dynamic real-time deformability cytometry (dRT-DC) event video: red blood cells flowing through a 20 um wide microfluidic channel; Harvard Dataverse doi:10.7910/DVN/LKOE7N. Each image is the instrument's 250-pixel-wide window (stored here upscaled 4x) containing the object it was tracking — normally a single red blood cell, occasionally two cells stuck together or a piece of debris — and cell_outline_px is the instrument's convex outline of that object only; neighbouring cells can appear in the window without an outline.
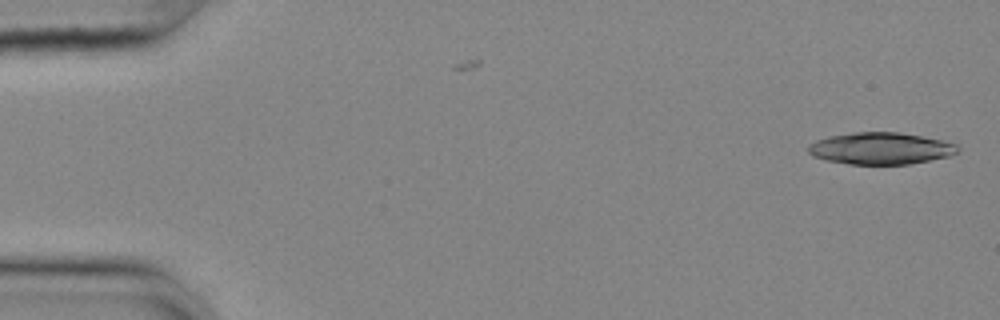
{"species": "common noctule bat (a hibernating species)", "species_latin": "Nyctalus noctula", "temperature_condition": "cold", "stored_images_in_passage": 20, "camera_frame_rate_fps": 3000, "um_per_image_px": 0.085, "animal": {"sex": "female", "body_mass_g": 25.1}, "frame": {"image": 1, "passage_image": 1, "time_ms": 0.0, "image_size_px": [1000, 320], "cell_outline_px": [[960, 148], [956, 152], [948, 156], [908, 164], [848, 164], [828, 160], [812, 156], [808, 152], [808, 144], [816, 140], [832, 136], [852, 132], [900, 132], [940, 140], [956, 144]], "centroid_in_image_um": [74.82, 12.61], "position_along_channel_um": 10.2, "area_um2": 27.46}}
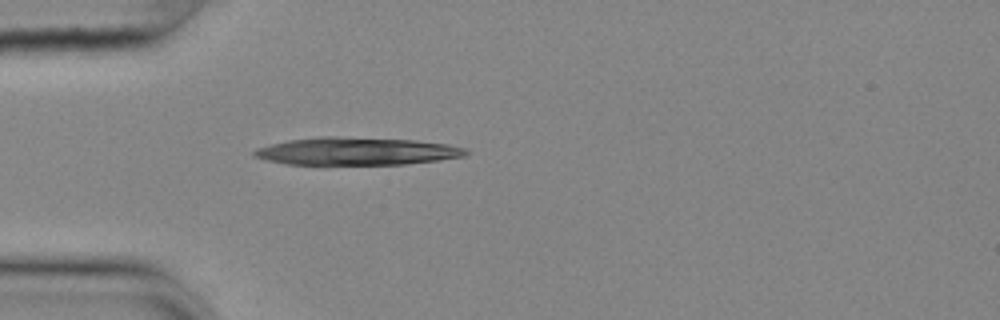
{"frame": {"image": 2, "passage_image": 15, "time_ms": 4.667, "image_size_px": [1000, 320], "cell_outline_px": [[468, 152], [464, 156], [436, 160], [404, 164], [288, 164], [268, 160], [252, 156], [252, 152], [256, 148], [288, 140], [328, 136], [416, 140], [448, 144], [464, 148]], "centroid_in_image_um": [30.29, 12.85], "position_along_channel_um": 54.7, "area_um2": 33.7}}